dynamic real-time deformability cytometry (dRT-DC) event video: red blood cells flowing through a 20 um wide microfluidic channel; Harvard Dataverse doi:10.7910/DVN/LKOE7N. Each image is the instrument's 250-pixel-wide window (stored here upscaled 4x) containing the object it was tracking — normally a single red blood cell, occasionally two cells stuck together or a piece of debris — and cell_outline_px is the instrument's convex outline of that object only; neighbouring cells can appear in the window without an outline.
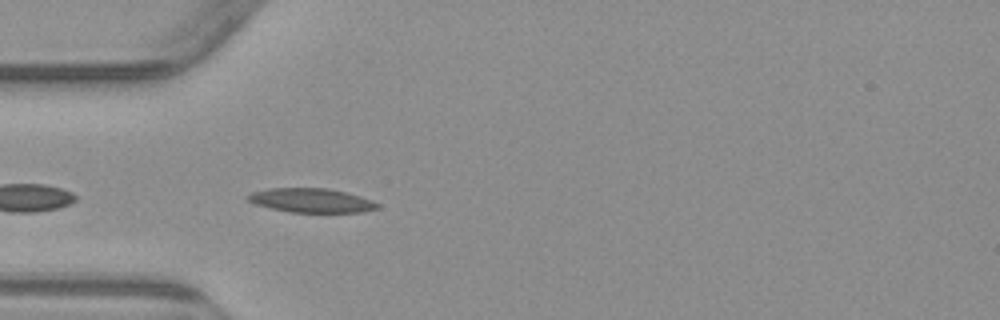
{"species": "common noctule bat (a hibernating species)", "species_latin": "Nyctalus noctula", "temperature_condition": "warm", "stored_images_in_passage": 5, "camera_frame_rate_fps": 3000, "um_per_image_px": 0.085, "animal": {"sex": "male", "body_mass_g": 23.1, "forearm_length_mm": 52.7}, "frame": {"image": 1, "passage_image": 5, "time_ms": 5.0, "image_size_px": [1000, 320], "cell_outline_px": [[380, 208], [360, 212], [288, 212], [256, 204], [248, 200], [244, 196], [252, 192], [268, 188], [328, 188], [360, 196], [372, 200], [380, 204]], "centroid_in_image_um": [26.46, 17.03], "position_along_channel_um": 58.5, "area_um2": 18.21}}